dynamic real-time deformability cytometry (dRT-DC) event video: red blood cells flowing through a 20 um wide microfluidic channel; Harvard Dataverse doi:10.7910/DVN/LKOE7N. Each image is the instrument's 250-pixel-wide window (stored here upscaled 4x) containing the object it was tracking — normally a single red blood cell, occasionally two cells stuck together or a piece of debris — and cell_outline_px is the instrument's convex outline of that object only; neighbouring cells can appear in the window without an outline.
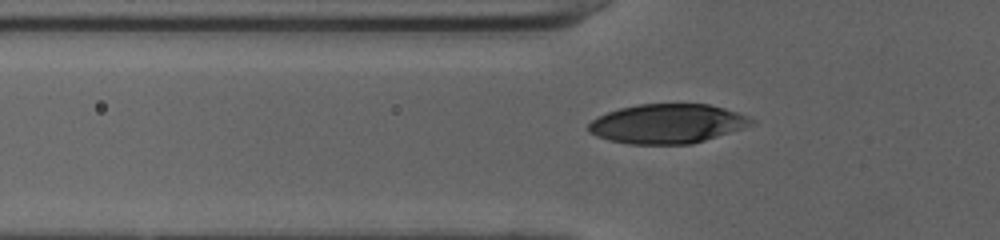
{"species": "human", "species_latin": "Homo sapiens", "temperature_condition": "cold", "stored_images_in_passage": 41, "camera_frame_rate_fps": 3000, "um_per_image_px": 0.085, "donor": {"sex": "female"}, "frame": {"image": 1, "passage_image": 8, "time_ms": 2.333, "image_size_px": [1000, 240], "cell_outline_px": [[756, 120], [752, 124], [692, 144], [628, 144], [608, 140], [596, 136], [588, 132], [588, 124], [592, 120], [608, 112], [620, 108], [640, 104], [708, 104], [724, 108], [748, 116]], "centroid_in_image_um": [56.68, 10.52], "position_along_channel_um": 69.1, "area_um2": 37.05}}
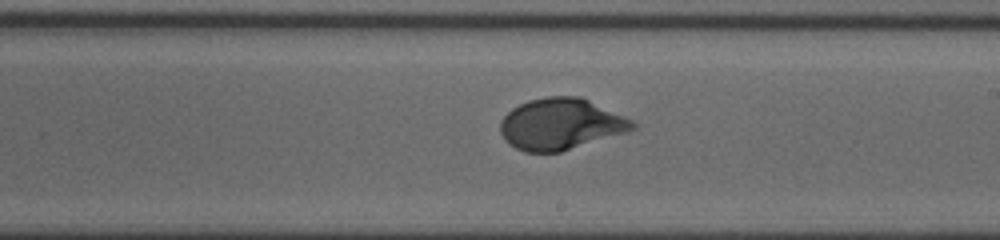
{"frame": {"image": 2, "passage_image": 21, "time_ms": 6.667, "image_size_px": [1000, 240], "cell_outline_px": [[636, 128], [628, 132], [560, 152], [524, 152], [508, 144], [504, 140], [500, 132], [500, 120], [512, 108], [528, 100], [548, 96], [580, 96], [632, 120], [636, 124]], "centroid_in_image_um": [47.64, 10.55], "position_along_channel_um": 241.4, "area_um2": 39.59}}
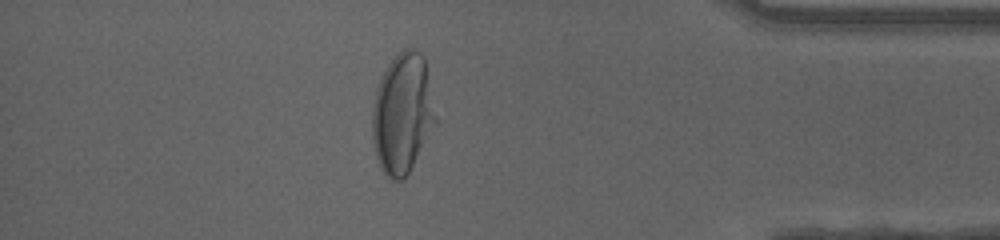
{"frame": {"image": 3, "passage_image": 35, "time_ms": 11.333, "image_size_px": [1000, 240], "cell_outline_px": [[440, 120], [404, 180], [392, 180], [380, 168], [376, 156], [372, 140], [372, 104], [376, 88], [388, 64], [404, 48], [408, 48], [420, 52], [424, 56]], "centroid_in_image_um": [34.26, 9.67], "position_along_channel_um": 400.9, "area_um2": 45.37}}